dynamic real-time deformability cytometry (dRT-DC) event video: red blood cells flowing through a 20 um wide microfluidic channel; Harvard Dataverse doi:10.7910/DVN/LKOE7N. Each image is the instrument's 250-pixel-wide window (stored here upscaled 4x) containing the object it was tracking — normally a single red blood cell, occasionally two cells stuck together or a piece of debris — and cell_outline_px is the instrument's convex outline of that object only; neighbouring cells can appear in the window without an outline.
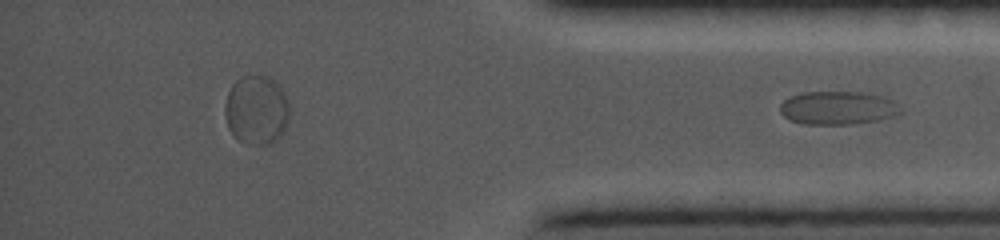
{"species": "common noctule bat (a hibernating species)", "species_latin": "Nyctalus noctula", "temperature_condition": "cold", "stored_images_in_passage": 52, "segment_of_instrument_passage": [2, 2], "camera_frame_rate_fps": 5000, "um_per_image_px": 0.085, "animal": {"sex": "female", "body_mass_g": 19.0, "forearm_length_mm": 56.7}, "frame": {"image": 1, "passage_image": 52, "time_ms": 8.4, "image_size_px": [1000, 240], "cell_outline_px": [[900, 112], [896, 116], [880, 120], [852, 124], [804, 124], [792, 120], [784, 116], [780, 112], [780, 104], [788, 96], [800, 92], [868, 92], [884, 96], [892, 100], [900, 108]], "centroid_in_image_um": [71.22, 9.16], "position_along_channel_um": 364.0, "area_um2": 23.64}}